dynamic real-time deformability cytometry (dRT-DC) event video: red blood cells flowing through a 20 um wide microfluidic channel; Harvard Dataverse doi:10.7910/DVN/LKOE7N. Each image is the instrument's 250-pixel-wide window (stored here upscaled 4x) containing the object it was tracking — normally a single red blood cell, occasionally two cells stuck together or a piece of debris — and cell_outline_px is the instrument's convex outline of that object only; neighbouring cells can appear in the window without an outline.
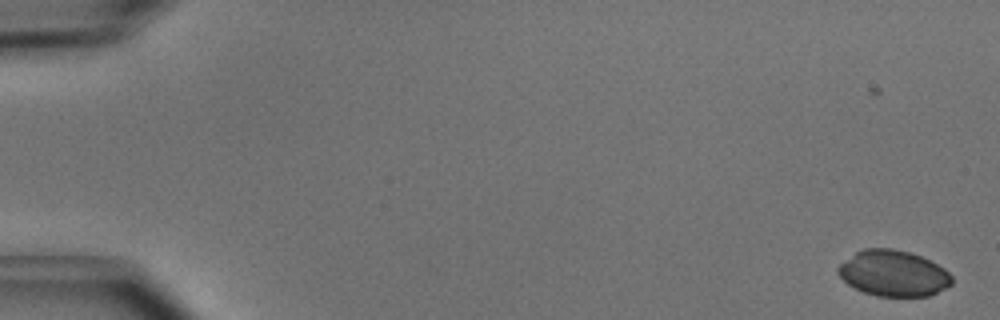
{"species": "common noctule bat (a hibernating species)", "species_latin": "Nyctalus noctula", "temperature_condition": "cold", "stored_images_in_passage": 5, "camera_frame_rate_fps": 3000, "um_per_image_px": 0.085, "animal": {"sex": "male", "body_mass_g": 15.6}, "frame": {"image": 1, "passage_image": 2, "time_ms": 0.333, "image_size_px": [1000, 320], "cell_outline_px": [[952, 284], [928, 296], [876, 296], [864, 292], [848, 284], [836, 272], [836, 268], [840, 264], [856, 252], [864, 248], [892, 248], [908, 252], [920, 256], [944, 268], [952, 276]], "centroid_in_image_um": [75.92, 23.23], "position_along_channel_um": 9.1, "area_um2": 30.17}}